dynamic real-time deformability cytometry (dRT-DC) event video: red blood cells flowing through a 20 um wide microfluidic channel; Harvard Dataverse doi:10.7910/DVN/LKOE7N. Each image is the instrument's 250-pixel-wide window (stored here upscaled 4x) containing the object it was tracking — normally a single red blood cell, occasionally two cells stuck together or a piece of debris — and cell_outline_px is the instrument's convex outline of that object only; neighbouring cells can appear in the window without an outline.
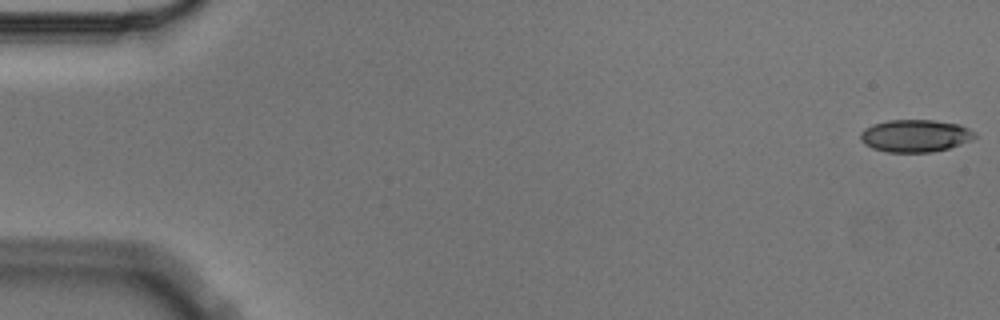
{"species": "Egyptian fruit bat (a non-hibernating species)", "species_latin": "Rousettus aegyptiacus", "temperature_condition": "cold", "stored_images_in_passage": 5, "camera_frame_rate_fps": 3000, "um_per_image_px": 0.085, "animal": {"sex": "male"}, "frame": {"image": 1, "passage_image": 1, "time_ms": 0.0, "image_size_px": [1000, 320], "cell_outline_px": [[976, 136], [972, 140], [948, 148], [932, 152], [888, 152], [872, 148], [864, 144], [860, 140], [860, 132], [864, 128], [872, 124], [888, 120], [936, 120], [960, 124], [976, 132]], "centroid_in_image_um": [77.79, 11.53], "position_along_channel_um": 7.2, "area_um2": 21.79}}
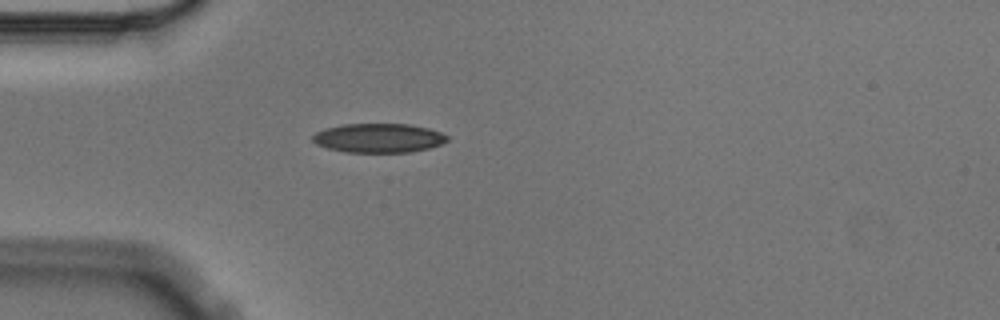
{"frame": {"image": 2, "passage_image": 5, "time_ms": 1.333, "image_size_px": [1000, 320], "cell_outline_px": [[448, 140], [440, 144], [428, 148], [408, 152], [344, 152], [328, 148], [316, 144], [312, 140], [312, 136], [316, 132], [324, 128], [344, 124], [408, 124], [428, 128], [440, 132], [448, 136]], "centroid_in_image_um": [32.15, 11.73], "position_along_channel_um": 52.9, "area_um2": 22.77}}